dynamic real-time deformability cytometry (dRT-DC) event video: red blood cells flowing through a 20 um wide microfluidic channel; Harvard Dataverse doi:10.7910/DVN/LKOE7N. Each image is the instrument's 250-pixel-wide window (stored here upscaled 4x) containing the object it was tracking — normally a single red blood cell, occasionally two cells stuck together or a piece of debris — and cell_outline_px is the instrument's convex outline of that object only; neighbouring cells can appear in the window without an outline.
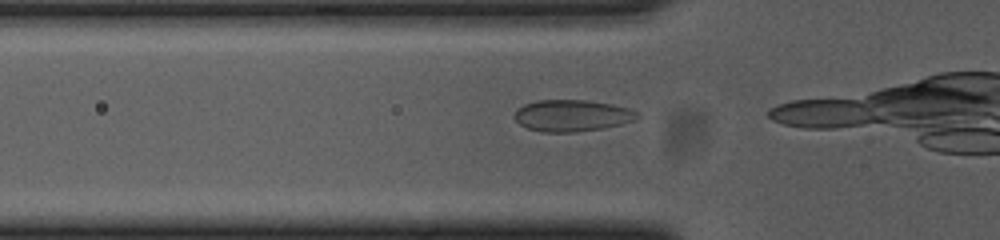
{"species": "common noctule bat (a hibernating species)", "species_latin": "Nyctalus noctula", "temperature_condition": "cold", "stored_images_in_passage": 5, "camera_frame_rate_fps": 3000, "um_per_image_px": 0.085, "animal": {"sex": "female", "body_mass_g": 23.0, "forearm_length_mm": 53.4}, "frame": {"image": 1, "passage_image": 3, "time_ms": 0.667, "image_size_px": [1000, 240], "cell_outline_px": [[640, 116], [636, 120], [620, 124], [600, 128], [576, 132], [544, 132], [528, 128], [520, 124], [512, 116], [516, 108], [524, 104], [536, 100], [584, 100], [612, 104], [628, 108], [636, 112]], "centroid_in_image_um": [48.58, 9.82], "position_along_channel_um": 77.2, "area_um2": 22.6}}